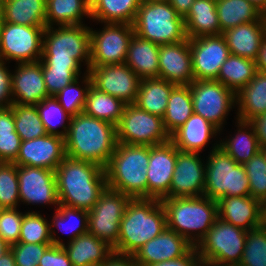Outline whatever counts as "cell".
<instances>
[{
  "label": "cell",
  "instance_id": "1",
  "mask_svg": "<svg viewBox=\"0 0 266 266\" xmlns=\"http://www.w3.org/2000/svg\"><path fill=\"white\" fill-rule=\"evenodd\" d=\"M64 142L67 157L105 169L117 146L116 126L82 112L71 117Z\"/></svg>",
  "mask_w": 266,
  "mask_h": 266
},
{
  "label": "cell",
  "instance_id": "2",
  "mask_svg": "<svg viewBox=\"0 0 266 266\" xmlns=\"http://www.w3.org/2000/svg\"><path fill=\"white\" fill-rule=\"evenodd\" d=\"M59 204L90 211L106 189L105 169L95 163L65 157L55 170Z\"/></svg>",
  "mask_w": 266,
  "mask_h": 266
},
{
  "label": "cell",
  "instance_id": "3",
  "mask_svg": "<svg viewBox=\"0 0 266 266\" xmlns=\"http://www.w3.org/2000/svg\"><path fill=\"white\" fill-rule=\"evenodd\" d=\"M166 227V213L160 200L132 199L120 222L118 241L113 251L122 255H134Z\"/></svg>",
  "mask_w": 266,
  "mask_h": 266
},
{
  "label": "cell",
  "instance_id": "4",
  "mask_svg": "<svg viewBox=\"0 0 266 266\" xmlns=\"http://www.w3.org/2000/svg\"><path fill=\"white\" fill-rule=\"evenodd\" d=\"M160 201L166 213L167 227L194 247L218 218L217 201L209 197L163 198Z\"/></svg>",
  "mask_w": 266,
  "mask_h": 266
},
{
  "label": "cell",
  "instance_id": "5",
  "mask_svg": "<svg viewBox=\"0 0 266 266\" xmlns=\"http://www.w3.org/2000/svg\"><path fill=\"white\" fill-rule=\"evenodd\" d=\"M84 60V61H83ZM42 67L81 68L90 66V27L66 25L46 27L43 35Z\"/></svg>",
  "mask_w": 266,
  "mask_h": 266
},
{
  "label": "cell",
  "instance_id": "6",
  "mask_svg": "<svg viewBox=\"0 0 266 266\" xmlns=\"http://www.w3.org/2000/svg\"><path fill=\"white\" fill-rule=\"evenodd\" d=\"M149 146L117 143L105 168L107 187L133 199L147 198Z\"/></svg>",
  "mask_w": 266,
  "mask_h": 266
},
{
  "label": "cell",
  "instance_id": "7",
  "mask_svg": "<svg viewBox=\"0 0 266 266\" xmlns=\"http://www.w3.org/2000/svg\"><path fill=\"white\" fill-rule=\"evenodd\" d=\"M133 27L137 36L158 45L179 43L188 38L184 18L169 2L142 1Z\"/></svg>",
  "mask_w": 266,
  "mask_h": 266
},
{
  "label": "cell",
  "instance_id": "8",
  "mask_svg": "<svg viewBox=\"0 0 266 266\" xmlns=\"http://www.w3.org/2000/svg\"><path fill=\"white\" fill-rule=\"evenodd\" d=\"M206 161L204 196H250L249 180L243 164H238L219 143H214Z\"/></svg>",
  "mask_w": 266,
  "mask_h": 266
},
{
  "label": "cell",
  "instance_id": "9",
  "mask_svg": "<svg viewBox=\"0 0 266 266\" xmlns=\"http://www.w3.org/2000/svg\"><path fill=\"white\" fill-rule=\"evenodd\" d=\"M246 238L247 231L218 217L195 248L202 264L236 266L241 262Z\"/></svg>",
  "mask_w": 266,
  "mask_h": 266
},
{
  "label": "cell",
  "instance_id": "10",
  "mask_svg": "<svg viewBox=\"0 0 266 266\" xmlns=\"http://www.w3.org/2000/svg\"><path fill=\"white\" fill-rule=\"evenodd\" d=\"M117 143L154 146L171 140L163 118L140 109L135 104L124 107L116 126Z\"/></svg>",
  "mask_w": 266,
  "mask_h": 266
},
{
  "label": "cell",
  "instance_id": "11",
  "mask_svg": "<svg viewBox=\"0 0 266 266\" xmlns=\"http://www.w3.org/2000/svg\"><path fill=\"white\" fill-rule=\"evenodd\" d=\"M132 199L129 195L106 187L97 203L88 211V233L114 247L118 241L120 222Z\"/></svg>",
  "mask_w": 266,
  "mask_h": 266
},
{
  "label": "cell",
  "instance_id": "12",
  "mask_svg": "<svg viewBox=\"0 0 266 266\" xmlns=\"http://www.w3.org/2000/svg\"><path fill=\"white\" fill-rule=\"evenodd\" d=\"M189 86L194 113L221 132L229 111L236 107V94L216 80H194Z\"/></svg>",
  "mask_w": 266,
  "mask_h": 266
},
{
  "label": "cell",
  "instance_id": "13",
  "mask_svg": "<svg viewBox=\"0 0 266 266\" xmlns=\"http://www.w3.org/2000/svg\"><path fill=\"white\" fill-rule=\"evenodd\" d=\"M45 28L3 22L0 28V60H15L16 64L39 61Z\"/></svg>",
  "mask_w": 266,
  "mask_h": 266
},
{
  "label": "cell",
  "instance_id": "14",
  "mask_svg": "<svg viewBox=\"0 0 266 266\" xmlns=\"http://www.w3.org/2000/svg\"><path fill=\"white\" fill-rule=\"evenodd\" d=\"M103 30L90 28V66L126 62L128 45L134 34L131 24L105 23Z\"/></svg>",
  "mask_w": 266,
  "mask_h": 266
},
{
  "label": "cell",
  "instance_id": "15",
  "mask_svg": "<svg viewBox=\"0 0 266 266\" xmlns=\"http://www.w3.org/2000/svg\"><path fill=\"white\" fill-rule=\"evenodd\" d=\"M88 73L98 90L135 104L142 79L126 63L89 67Z\"/></svg>",
  "mask_w": 266,
  "mask_h": 266
},
{
  "label": "cell",
  "instance_id": "16",
  "mask_svg": "<svg viewBox=\"0 0 266 266\" xmlns=\"http://www.w3.org/2000/svg\"><path fill=\"white\" fill-rule=\"evenodd\" d=\"M195 80H216L222 64L230 55L224 36L189 38Z\"/></svg>",
  "mask_w": 266,
  "mask_h": 266
},
{
  "label": "cell",
  "instance_id": "17",
  "mask_svg": "<svg viewBox=\"0 0 266 266\" xmlns=\"http://www.w3.org/2000/svg\"><path fill=\"white\" fill-rule=\"evenodd\" d=\"M199 155L177 149L171 186L164 198L204 196L206 164Z\"/></svg>",
  "mask_w": 266,
  "mask_h": 266
},
{
  "label": "cell",
  "instance_id": "18",
  "mask_svg": "<svg viewBox=\"0 0 266 266\" xmlns=\"http://www.w3.org/2000/svg\"><path fill=\"white\" fill-rule=\"evenodd\" d=\"M19 199L37 205H59L55 171L41 167L17 166Z\"/></svg>",
  "mask_w": 266,
  "mask_h": 266
},
{
  "label": "cell",
  "instance_id": "19",
  "mask_svg": "<svg viewBox=\"0 0 266 266\" xmlns=\"http://www.w3.org/2000/svg\"><path fill=\"white\" fill-rule=\"evenodd\" d=\"M176 161L177 148L171 140L149 146L147 198L161 200L169 193Z\"/></svg>",
  "mask_w": 266,
  "mask_h": 266
},
{
  "label": "cell",
  "instance_id": "20",
  "mask_svg": "<svg viewBox=\"0 0 266 266\" xmlns=\"http://www.w3.org/2000/svg\"><path fill=\"white\" fill-rule=\"evenodd\" d=\"M66 157L64 138L44 135L22 141L14 164L17 166L41 167L55 171Z\"/></svg>",
  "mask_w": 266,
  "mask_h": 266
},
{
  "label": "cell",
  "instance_id": "21",
  "mask_svg": "<svg viewBox=\"0 0 266 266\" xmlns=\"http://www.w3.org/2000/svg\"><path fill=\"white\" fill-rule=\"evenodd\" d=\"M158 62V78L175 85H189L195 80L189 38L179 43L160 45Z\"/></svg>",
  "mask_w": 266,
  "mask_h": 266
},
{
  "label": "cell",
  "instance_id": "22",
  "mask_svg": "<svg viewBox=\"0 0 266 266\" xmlns=\"http://www.w3.org/2000/svg\"><path fill=\"white\" fill-rule=\"evenodd\" d=\"M12 74L14 104L36 105L49 97L40 61L19 63Z\"/></svg>",
  "mask_w": 266,
  "mask_h": 266
},
{
  "label": "cell",
  "instance_id": "23",
  "mask_svg": "<svg viewBox=\"0 0 266 266\" xmlns=\"http://www.w3.org/2000/svg\"><path fill=\"white\" fill-rule=\"evenodd\" d=\"M193 246L174 230L166 229L146 242L133 255L139 266H150L162 261L180 258Z\"/></svg>",
  "mask_w": 266,
  "mask_h": 266
},
{
  "label": "cell",
  "instance_id": "24",
  "mask_svg": "<svg viewBox=\"0 0 266 266\" xmlns=\"http://www.w3.org/2000/svg\"><path fill=\"white\" fill-rule=\"evenodd\" d=\"M218 217L245 231L261 227V202L252 196L222 197L217 200Z\"/></svg>",
  "mask_w": 266,
  "mask_h": 266
},
{
  "label": "cell",
  "instance_id": "25",
  "mask_svg": "<svg viewBox=\"0 0 266 266\" xmlns=\"http://www.w3.org/2000/svg\"><path fill=\"white\" fill-rule=\"evenodd\" d=\"M230 54L256 60L263 38L266 36V15L256 22L240 24L222 33Z\"/></svg>",
  "mask_w": 266,
  "mask_h": 266
},
{
  "label": "cell",
  "instance_id": "26",
  "mask_svg": "<svg viewBox=\"0 0 266 266\" xmlns=\"http://www.w3.org/2000/svg\"><path fill=\"white\" fill-rule=\"evenodd\" d=\"M220 130L202 116L193 113L172 135L171 141L178 150L199 153Z\"/></svg>",
  "mask_w": 266,
  "mask_h": 266
},
{
  "label": "cell",
  "instance_id": "27",
  "mask_svg": "<svg viewBox=\"0 0 266 266\" xmlns=\"http://www.w3.org/2000/svg\"><path fill=\"white\" fill-rule=\"evenodd\" d=\"M62 247L73 266L100 264L114 253L113 247L90 233L82 234Z\"/></svg>",
  "mask_w": 266,
  "mask_h": 266
},
{
  "label": "cell",
  "instance_id": "28",
  "mask_svg": "<svg viewBox=\"0 0 266 266\" xmlns=\"http://www.w3.org/2000/svg\"><path fill=\"white\" fill-rule=\"evenodd\" d=\"M160 45L137 36L130 39L126 64L141 78H158Z\"/></svg>",
  "mask_w": 266,
  "mask_h": 266
},
{
  "label": "cell",
  "instance_id": "29",
  "mask_svg": "<svg viewBox=\"0 0 266 266\" xmlns=\"http://www.w3.org/2000/svg\"><path fill=\"white\" fill-rule=\"evenodd\" d=\"M188 38L221 35L216 1L195 0L184 18Z\"/></svg>",
  "mask_w": 266,
  "mask_h": 266
},
{
  "label": "cell",
  "instance_id": "30",
  "mask_svg": "<svg viewBox=\"0 0 266 266\" xmlns=\"http://www.w3.org/2000/svg\"><path fill=\"white\" fill-rule=\"evenodd\" d=\"M237 118L251 121L266 113V73L257 71L254 78L236 94Z\"/></svg>",
  "mask_w": 266,
  "mask_h": 266
},
{
  "label": "cell",
  "instance_id": "31",
  "mask_svg": "<svg viewBox=\"0 0 266 266\" xmlns=\"http://www.w3.org/2000/svg\"><path fill=\"white\" fill-rule=\"evenodd\" d=\"M175 84L161 78H143L135 101L140 109L163 118Z\"/></svg>",
  "mask_w": 266,
  "mask_h": 266
},
{
  "label": "cell",
  "instance_id": "32",
  "mask_svg": "<svg viewBox=\"0 0 266 266\" xmlns=\"http://www.w3.org/2000/svg\"><path fill=\"white\" fill-rule=\"evenodd\" d=\"M237 133L224 141H219V146L227 152L238 164H245L260 149L255 130L250 121L237 119Z\"/></svg>",
  "mask_w": 266,
  "mask_h": 266
},
{
  "label": "cell",
  "instance_id": "33",
  "mask_svg": "<svg viewBox=\"0 0 266 266\" xmlns=\"http://www.w3.org/2000/svg\"><path fill=\"white\" fill-rule=\"evenodd\" d=\"M3 7V22L46 27V0H13Z\"/></svg>",
  "mask_w": 266,
  "mask_h": 266
},
{
  "label": "cell",
  "instance_id": "34",
  "mask_svg": "<svg viewBox=\"0 0 266 266\" xmlns=\"http://www.w3.org/2000/svg\"><path fill=\"white\" fill-rule=\"evenodd\" d=\"M84 16L91 19L85 0H46V27L82 25Z\"/></svg>",
  "mask_w": 266,
  "mask_h": 266
},
{
  "label": "cell",
  "instance_id": "35",
  "mask_svg": "<svg viewBox=\"0 0 266 266\" xmlns=\"http://www.w3.org/2000/svg\"><path fill=\"white\" fill-rule=\"evenodd\" d=\"M50 223V234L53 245L63 246L65 243L60 237H55V228L71 234L68 242L76 237L88 233V211L59 204ZM52 224V225H51ZM54 228V229H53Z\"/></svg>",
  "mask_w": 266,
  "mask_h": 266
},
{
  "label": "cell",
  "instance_id": "36",
  "mask_svg": "<svg viewBox=\"0 0 266 266\" xmlns=\"http://www.w3.org/2000/svg\"><path fill=\"white\" fill-rule=\"evenodd\" d=\"M216 11L221 33L240 24L256 22L264 15L248 0H219Z\"/></svg>",
  "mask_w": 266,
  "mask_h": 266
},
{
  "label": "cell",
  "instance_id": "37",
  "mask_svg": "<svg viewBox=\"0 0 266 266\" xmlns=\"http://www.w3.org/2000/svg\"><path fill=\"white\" fill-rule=\"evenodd\" d=\"M142 0H98L91 8V19L101 23L133 25Z\"/></svg>",
  "mask_w": 266,
  "mask_h": 266
},
{
  "label": "cell",
  "instance_id": "38",
  "mask_svg": "<svg viewBox=\"0 0 266 266\" xmlns=\"http://www.w3.org/2000/svg\"><path fill=\"white\" fill-rule=\"evenodd\" d=\"M194 113L189 85H176L168 98L167 109L163 116L166 131L171 136Z\"/></svg>",
  "mask_w": 266,
  "mask_h": 266
},
{
  "label": "cell",
  "instance_id": "39",
  "mask_svg": "<svg viewBox=\"0 0 266 266\" xmlns=\"http://www.w3.org/2000/svg\"><path fill=\"white\" fill-rule=\"evenodd\" d=\"M256 72L257 68L254 60L230 54L220 67L216 81L237 94L248 85Z\"/></svg>",
  "mask_w": 266,
  "mask_h": 266
},
{
  "label": "cell",
  "instance_id": "40",
  "mask_svg": "<svg viewBox=\"0 0 266 266\" xmlns=\"http://www.w3.org/2000/svg\"><path fill=\"white\" fill-rule=\"evenodd\" d=\"M125 106L121 100L98 90L91 84L83 112L117 126Z\"/></svg>",
  "mask_w": 266,
  "mask_h": 266
},
{
  "label": "cell",
  "instance_id": "41",
  "mask_svg": "<svg viewBox=\"0 0 266 266\" xmlns=\"http://www.w3.org/2000/svg\"><path fill=\"white\" fill-rule=\"evenodd\" d=\"M11 108L14 115L15 130L22 141L47 135L36 105L13 104Z\"/></svg>",
  "mask_w": 266,
  "mask_h": 266
},
{
  "label": "cell",
  "instance_id": "42",
  "mask_svg": "<svg viewBox=\"0 0 266 266\" xmlns=\"http://www.w3.org/2000/svg\"><path fill=\"white\" fill-rule=\"evenodd\" d=\"M36 107L47 134L65 138L72 116L64 110L55 96L45 98L40 103L36 104ZM64 122H67V125L66 123L64 124ZM58 125L63 127L62 131L56 128V126L59 127Z\"/></svg>",
  "mask_w": 266,
  "mask_h": 266
},
{
  "label": "cell",
  "instance_id": "43",
  "mask_svg": "<svg viewBox=\"0 0 266 266\" xmlns=\"http://www.w3.org/2000/svg\"><path fill=\"white\" fill-rule=\"evenodd\" d=\"M83 76L82 84H84V88L79 86L80 82L78 78L55 95L59 104L71 116H76L84 111L87 93L92 84V80L87 71H85Z\"/></svg>",
  "mask_w": 266,
  "mask_h": 266
},
{
  "label": "cell",
  "instance_id": "44",
  "mask_svg": "<svg viewBox=\"0 0 266 266\" xmlns=\"http://www.w3.org/2000/svg\"><path fill=\"white\" fill-rule=\"evenodd\" d=\"M21 243H52L50 223L35 211L24 213L19 241Z\"/></svg>",
  "mask_w": 266,
  "mask_h": 266
},
{
  "label": "cell",
  "instance_id": "45",
  "mask_svg": "<svg viewBox=\"0 0 266 266\" xmlns=\"http://www.w3.org/2000/svg\"><path fill=\"white\" fill-rule=\"evenodd\" d=\"M238 266H266V228L247 231L245 247Z\"/></svg>",
  "mask_w": 266,
  "mask_h": 266
},
{
  "label": "cell",
  "instance_id": "46",
  "mask_svg": "<svg viewBox=\"0 0 266 266\" xmlns=\"http://www.w3.org/2000/svg\"><path fill=\"white\" fill-rule=\"evenodd\" d=\"M18 186L17 165L2 162L0 164V206L3 209L17 208L19 205Z\"/></svg>",
  "mask_w": 266,
  "mask_h": 266
},
{
  "label": "cell",
  "instance_id": "47",
  "mask_svg": "<svg viewBox=\"0 0 266 266\" xmlns=\"http://www.w3.org/2000/svg\"><path fill=\"white\" fill-rule=\"evenodd\" d=\"M249 180L250 196L262 202L266 199V164L260 152L244 164Z\"/></svg>",
  "mask_w": 266,
  "mask_h": 266
},
{
  "label": "cell",
  "instance_id": "48",
  "mask_svg": "<svg viewBox=\"0 0 266 266\" xmlns=\"http://www.w3.org/2000/svg\"><path fill=\"white\" fill-rule=\"evenodd\" d=\"M81 68L42 67L48 96H55L81 75Z\"/></svg>",
  "mask_w": 266,
  "mask_h": 266
},
{
  "label": "cell",
  "instance_id": "49",
  "mask_svg": "<svg viewBox=\"0 0 266 266\" xmlns=\"http://www.w3.org/2000/svg\"><path fill=\"white\" fill-rule=\"evenodd\" d=\"M24 214L17 208L2 209L0 212V237L9 246L18 243Z\"/></svg>",
  "mask_w": 266,
  "mask_h": 266
},
{
  "label": "cell",
  "instance_id": "50",
  "mask_svg": "<svg viewBox=\"0 0 266 266\" xmlns=\"http://www.w3.org/2000/svg\"><path fill=\"white\" fill-rule=\"evenodd\" d=\"M52 243H21L9 246L17 266H39V261Z\"/></svg>",
  "mask_w": 266,
  "mask_h": 266
},
{
  "label": "cell",
  "instance_id": "51",
  "mask_svg": "<svg viewBox=\"0 0 266 266\" xmlns=\"http://www.w3.org/2000/svg\"><path fill=\"white\" fill-rule=\"evenodd\" d=\"M21 142L22 140L16 131L12 134L0 135L1 162L14 163L16 161Z\"/></svg>",
  "mask_w": 266,
  "mask_h": 266
},
{
  "label": "cell",
  "instance_id": "52",
  "mask_svg": "<svg viewBox=\"0 0 266 266\" xmlns=\"http://www.w3.org/2000/svg\"><path fill=\"white\" fill-rule=\"evenodd\" d=\"M12 73L6 62L0 60V108H8L14 104L12 97Z\"/></svg>",
  "mask_w": 266,
  "mask_h": 266
},
{
  "label": "cell",
  "instance_id": "53",
  "mask_svg": "<svg viewBox=\"0 0 266 266\" xmlns=\"http://www.w3.org/2000/svg\"><path fill=\"white\" fill-rule=\"evenodd\" d=\"M39 266H73L62 246L51 245L41 257Z\"/></svg>",
  "mask_w": 266,
  "mask_h": 266
},
{
  "label": "cell",
  "instance_id": "54",
  "mask_svg": "<svg viewBox=\"0 0 266 266\" xmlns=\"http://www.w3.org/2000/svg\"><path fill=\"white\" fill-rule=\"evenodd\" d=\"M202 264L201 258L193 246L184 256L171 260L162 261L150 266H200Z\"/></svg>",
  "mask_w": 266,
  "mask_h": 266
},
{
  "label": "cell",
  "instance_id": "55",
  "mask_svg": "<svg viewBox=\"0 0 266 266\" xmlns=\"http://www.w3.org/2000/svg\"><path fill=\"white\" fill-rule=\"evenodd\" d=\"M15 131L12 108H0V135L12 134Z\"/></svg>",
  "mask_w": 266,
  "mask_h": 266
},
{
  "label": "cell",
  "instance_id": "56",
  "mask_svg": "<svg viewBox=\"0 0 266 266\" xmlns=\"http://www.w3.org/2000/svg\"><path fill=\"white\" fill-rule=\"evenodd\" d=\"M251 124L254 127L260 146L266 145V113L256 116L252 119Z\"/></svg>",
  "mask_w": 266,
  "mask_h": 266
},
{
  "label": "cell",
  "instance_id": "57",
  "mask_svg": "<svg viewBox=\"0 0 266 266\" xmlns=\"http://www.w3.org/2000/svg\"><path fill=\"white\" fill-rule=\"evenodd\" d=\"M106 266H139L133 255L113 253L106 261Z\"/></svg>",
  "mask_w": 266,
  "mask_h": 266
},
{
  "label": "cell",
  "instance_id": "58",
  "mask_svg": "<svg viewBox=\"0 0 266 266\" xmlns=\"http://www.w3.org/2000/svg\"><path fill=\"white\" fill-rule=\"evenodd\" d=\"M194 2L195 0H170L169 3L180 17L185 18Z\"/></svg>",
  "mask_w": 266,
  "mask_h": 266
},
{
  "label": "cell",
  "instance_id": "59",
  "mask_svg": "<svg viewBox=\"0 0 266 266\" xmlns=\"http://www.w3.org/2000/svg\"><path fill=\"white\" fill-rule=\"evenodd\" d=\"M255 63L257 71L266 73V36L262 40Z\"/></svg>",
  "mask_w": 266,
  "mask_h": 266
},
{
  "label": "cell",
  "instance_id": "60",
  "mask_svg": "<svg viewBox=\"0 0 266 266\" xmlns=\"http://www.w3.org/2000/svg\"><path fill=\"white\" fill-rule=\"evenodd\" d=\"M0 266H17L10 248L0 256Z\"/></svg>",
  "mask_w": 266,
  "mask_h": 266
},
{
  "label": "cell",
  "instance_id": "61",
  "mask_svg": "<svg viewBox=\"0 0 266 266\" xmlns=\"http://www.w3.org/2000/svg\"><path fill=\"white\" fill-rule=\"evenodd\" d=\"M256 6L264 15H266V0H248Z\"/></svg>",
  "mask_w": 266,
  "mask_h": 266
},
{
  "label": "cell",
  "instance_id": "62",
  "mask_svg": "<svg viewBox=\"0 0 266 266\" xmlns=\"http://www.w3.org/2000/svg\"><path fill=\"white\" fill-rule=\"evenodd\" d=\"M9 249V245H7L0 237V256Z\"/></svg>",
  "mask_w": 266,
  "mask_h": 266
},
{
  "label": "cell",
  "instance_id": "63",
  "mask_svg": "<svg viewBox=\"0 0 266 266\" xmlns=\"http://www.w3.org/2000/svg\"><path fill=\"white\" fill-rule=\"evenodd\" d=\"M259 152L262 154V156L264 158V163L266 164V145L260 146Z\"/></svg>",
  "mask_w": 266,
  "mask_h": 266
},
{
  "label": "cell",
  "instance_id": "64",
  "mask_svg": "<svg viewBox=\"0 0 266 266\" xmlns=\"http://www.w3.org/2000/svg\"><path fill=\"white\" fill-rule=\"evenodd\" d=\"M85 1H86L87 5L90 8H92L97 3L98 0H85Z\"/></svg>",
  "mask_w": 266,
  "mask_h": 266
},
{
  "label": "cell",
  "instance_id": "65",
  "mask_svg": "<svg viewBox=\"0 0 266 266\" xmlns=\"http://www.w3.org/2000/svg\"><path fill=\"white\" fill-rule=\"evenodd\" d=\"M2 24H3V7L0 3V28H1Z\"/></svg>",
  "mask_w": 266,
  "mask_h": 266
},
{
  "label": "cell",
  "instance_id": "66",
  "mask_svg": "<svg viewBox=\"0 0 266 266\" xmlns=\"http://www.w3.org/2000/svg\"><path fill=\"white\" fill-rule=\"evenodd\" d=\"M146 2H170V0H142Z\"/></svg>",
  "mask_w": 266,
  "mask_h": 266
},
{
  "label": "cell",
  "instance_id": "67",
  "mask_svg": "<svg viewBox=\"0 0 266 266\" xmlns=\"http://www.w3.org/2000/svg\"><path fill=\"white\" fill-rule=\"evenodd\" d=\"M10 1H13V0H0V3H1V5H4Z\"/></svg>",
  "mask_w": 266,
  "mask_h": 266
},
{
  "label": "cell",
  "instance_id": "68",
  "mask_svg": "<svg viewBox=\"0 0 266 266\" xmlns=\"http://www.w3.org/2000/svg\"><path fill=\"white\" fill-rule=\"evenodd\" d=\"M90 266H106V264H105V262H103V263H100V264H92Z\"/></svg>",
  "mask_w": 266,
  "mask_h": 266
},
{
  "label": "cell",
  "instance_id": "69",
  "mask_svg": "<svg viewBox=\"0 0 266 266\" xmlns=\"http://www.w3.org/2000/svg\"><path fill=\"white\" fill-rule=\"evenodd\" d=\"M200 266H210V265H207V264H201Z\"/></svg>",
  "mask_w": 266,
  "mask_h": 266
}]
</instances>
